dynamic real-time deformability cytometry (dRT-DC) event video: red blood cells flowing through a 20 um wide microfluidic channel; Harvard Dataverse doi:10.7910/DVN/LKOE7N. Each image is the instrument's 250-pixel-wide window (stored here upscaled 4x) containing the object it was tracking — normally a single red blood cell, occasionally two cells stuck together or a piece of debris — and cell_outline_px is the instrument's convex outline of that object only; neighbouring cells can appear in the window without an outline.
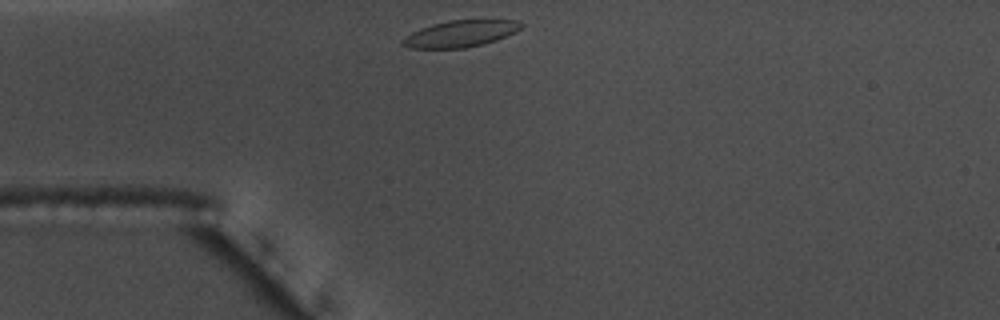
{"species": "common noctule bat (a hibernating species)", "species_latin": "Nyctalus noctula", "temperature_condition": "warm", "stored_images_in_passage": 30, "camera_frame_rate_fps": 3000, "um_per_image_px": 0.085, "animal": {"sex": "male", "body_mass_g": 17.5, "forearm_length_mm": 52.3}, "frame": {"image": 1, "passage_image": 1, "time_ms": 0.0, "image_size_px": [1000, 320], "cell_outline_px": [[524, 24], [516, 32], [496, 40], [484, 44], [464, 48], [412, 48], [400, 44], [400, 40], [404, 36], [420, 28], [432, 24], [448, 20], [516, 20]], "centroid_in_image_um": [39.11, 2.86], "position_along_channel_um": 45.9, "area_um2": 18.44}}
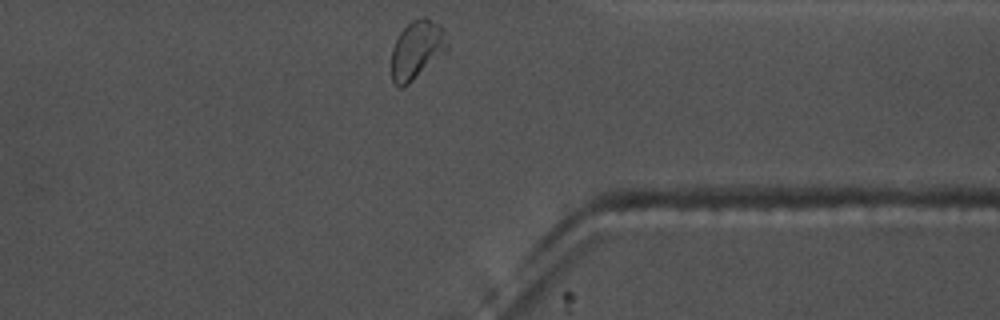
{"frame": {"image": 2, "passage_image": 30, "time_ms": 9.667, "image_size_px": [1000, 320], "cell_outline_px": [[448, 48], [404, 88], [396, 88], [392, 80], [392, 48], [400, 32], [412, 20], [420, 16], [424, 16], [440, 24], [444, 28], [448, 40]], "centroid_in_image_um": [35.43, 4.21], "position_along_channel_um": 376.0, "area_um2": 19.02}, "authors_computed_cell_mechanics": {"area_um2": 18.3226, "velocity_mm_per_s": 3.6294, "shape_relaxation_time_tau1_ms": 3.0762, "shape_relaxation_time_tau2_ms": 1.7028, "deformation_change_tau1": 0.1116, "deformation_change_tau2": 0.0532}}